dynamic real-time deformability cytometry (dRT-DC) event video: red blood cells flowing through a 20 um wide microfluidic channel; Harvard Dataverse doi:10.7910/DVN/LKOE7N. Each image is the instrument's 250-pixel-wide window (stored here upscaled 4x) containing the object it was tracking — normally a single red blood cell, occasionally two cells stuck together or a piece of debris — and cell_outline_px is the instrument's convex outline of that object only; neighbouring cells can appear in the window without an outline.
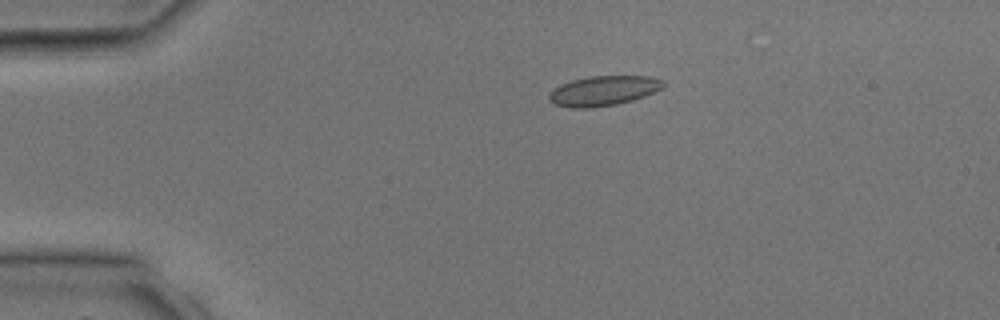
{"species": "common noctule bat (a hibernating species)", "species_latin": "Nyctalus noctula", "temperature_condition": "room temperature", "stored_images_in_passage": 3, "camera_frame_rate_fps": 3000, "um_per_image_px": 0.085, "animal": {"sex": "male", "body_mass_g": 17.9, "forearm_length_mm": 54.2}, "frame": {"image": 1, "passage_image": 2, "time_ms": 2.0, "image_size_px": [1000, 320], "cell_outline_px": [[664, 84], [660, 88], [644, 96], [632, 100], [616, 104], [592, 108], [572, 108], [556, 104], [548, 100], [548, 96], [560, 84], [572, 80], [588, 76], [648, 76], [664, 80]], "centroid_in_image_um": [51.27, 7.71], "position_along_channel_um": 33.7, "area_um2": 19.65}}